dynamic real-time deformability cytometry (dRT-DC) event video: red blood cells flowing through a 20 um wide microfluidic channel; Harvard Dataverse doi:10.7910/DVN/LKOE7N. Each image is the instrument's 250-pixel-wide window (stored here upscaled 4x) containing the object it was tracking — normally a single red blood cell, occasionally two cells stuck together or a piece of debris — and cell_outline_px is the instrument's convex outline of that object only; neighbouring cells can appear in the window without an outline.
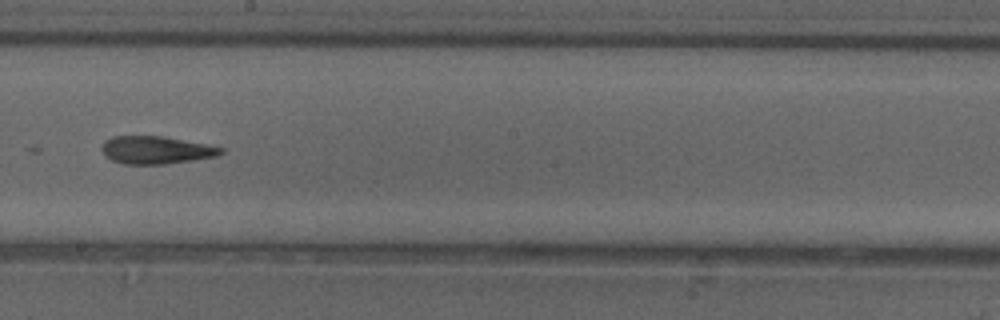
{"species": "common noctule bat (a hibernating species)", "species_latin": "Nyctalus noctula", "temperature_condition": "cold", "stored_images_in_passage": 49, "segment_of_instrument_passage": [2, 2], "camera_frame_rate_fps": 3000, "um_per_image_px": 0.085, "animal": {"sex": "female"}, "frame": {"image": 1, "passage_image": 27, "time_ms": 8.667, "image_size_px": [1000, 320], "cell_outline_px": [[224, 152], [216, 156], [192, 160], [164, 164], [124, 164], [112, 160], [104, 156], [100, 148], [104, 140], [112, 136], [160, 136], [204, 144], [224, 148]], "centroid_in_image_um": [13.19, 12.75], "position_along_channel_um": 235.0, "area_um2": 19.13}}
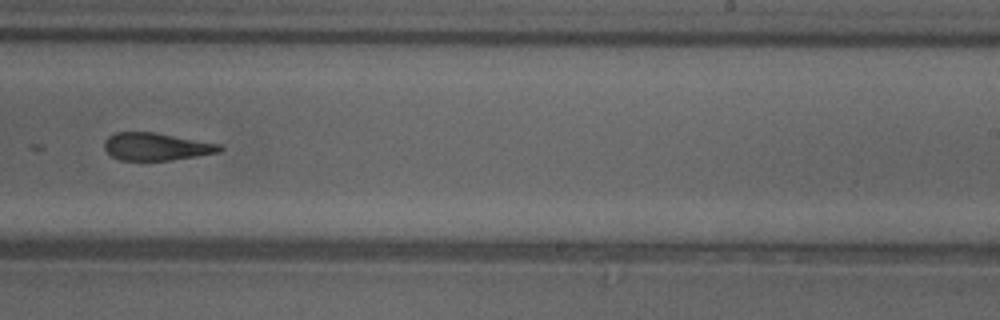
{"frame": {"image": 2, "passage_image": 30, "time_ms": 9.667, "image_size_px": [1000, 320], "cell_outline_px": [[224, 148], [220, 152], [172, 160], [120, 160], [112, 156], [104, 148], [104, 140], [108, 136], [116, 132], [156, 132], [220, 144]], "centroid_in_image_um": [13.28, 12.45], "position_along_channel_um": 275.7, "area_um2": 18.55}}
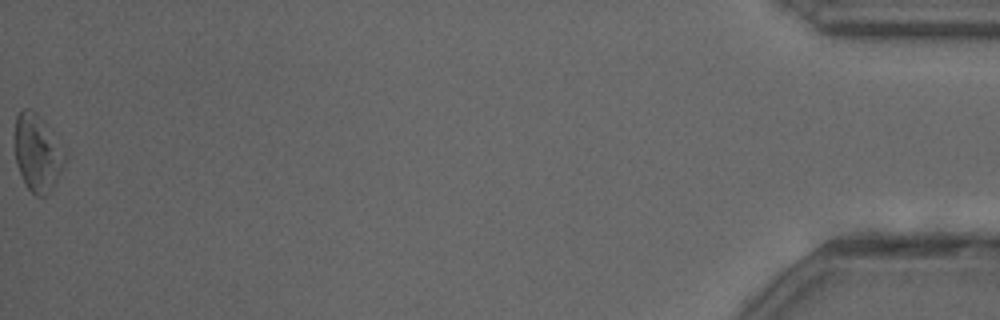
{"frame": {"image": 3, "passage_image": 49, "time_ms": 16.0, "image_size_px": [1000, 320], "cell_outline_px": [[68, 152], [64, 164], [56, 184], [44, 196], [36, 196], [24, 184], [16, 160], [16, 116], [24, 108], [32, 108], [52, 128]], "centroid_in_image_um": [3.25, 12.96], "position_along_channel_um": 432.0, "area_um2": 22.89}}